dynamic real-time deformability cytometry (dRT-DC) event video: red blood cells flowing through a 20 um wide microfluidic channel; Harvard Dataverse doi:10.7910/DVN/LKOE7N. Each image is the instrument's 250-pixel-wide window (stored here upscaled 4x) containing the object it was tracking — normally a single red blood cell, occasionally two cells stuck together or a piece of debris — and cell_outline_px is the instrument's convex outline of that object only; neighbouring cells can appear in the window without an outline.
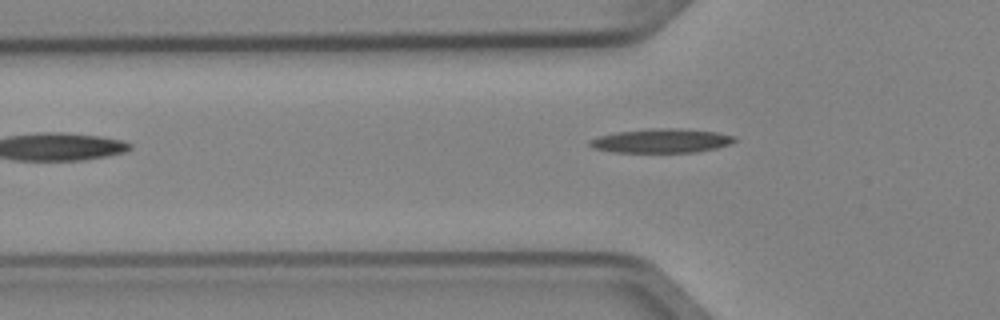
{"species": "Egyptian fruit bat (a non-hibernating species)", "species_latin": "Rousettus aegyptiacus", "temperature_condition": "cold", "stored_images_in_passage": 3, "camera_frame_rate_fps": 3000, "um_per_image_px": 0.085, "animal": {"sex": "female"}, "frame": {"image": 1, "passage_image": 2, "time_ms": 0.333, "image_size_px": [1000, 320], "cell_outline_px": [[736, 140], [732, 144], [716, 148], [696, 152], [612, 152], [592, 148], [588, 144], [588, 140], [596, 136], [616, 132], [648, 128], [680, 128], [716, 132], [736, 136]], "centroid_in_image_um": [56.19, 11.96], "position_along_channel_um": 69.6, "area_um2": 20.63}}
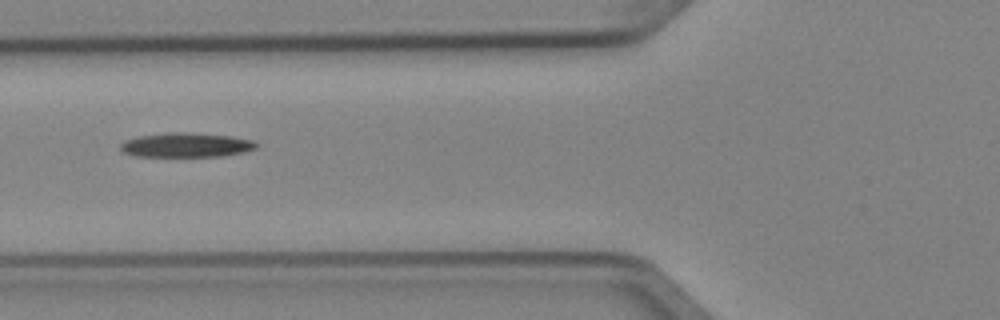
{"frame": {"image": 2, "passage_image": 3, "time_ms": 0.667, "image_size_px": [1000, 320], "cell_outline_px": [[260, 144], [256, 148], [244, 152], [224, 156], [136, 156], [124, 152], [120, 148], [120, 144], [124, 140], [136, 136], [164, 132], [188, 132], [232, 136], [252, 140]], "centroid_in_image_um": [15.82, 12.31], "position_along_channel_um": 110.0, "area_um2": 19.54}}